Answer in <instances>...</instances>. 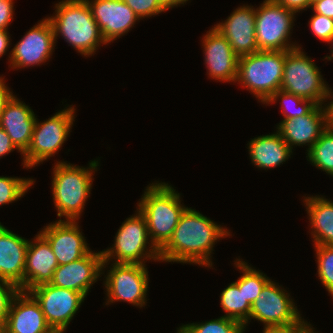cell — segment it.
<instances>
[{
  "label": "cell",
  "instance_id": "37",
  "mask_svg": "<svg viewBox=\"0 0 333 333\" xmlns=\"http://www.w3.org/2000/svg\"><path fill=\"white\" fill-rule=\"evenodd\" d=\"M309 323L302 320L299 324L285 327H264L262 333H301Z\"/></svg>",
  "mask_w": 333,
  "mask_h": 333
},
{
  "label": "cell",
  "instance_id": "12",
  "mask_svg": "<svg viewBox=\"0 0 333 333\" xmlns=\"http://www.w3.org/2000/svg\"><path fill=\"white\" fill-rule=\"evenodd\" d=\"M40 304L46 322L52 330L64 333L80 308L85 296L74 290L45 283L28 291Z\"/></svg>",
  "mask_w": 333,
  "mask_h": 333
},
{
  "label": "cell",
  "instance_id": "26",
  "mask_svg": "<svg viewBox=\"0 0 333 333\" xmlns=\"http://www.w3.org/2000/svg\"><path fill=\"white\" fill-rule=\"evenodd\" d=\"M220 305L225 311L224 317L234 319L247 326L251 310L250 303L245 299L243 288L232 282L220 294Z\"/></svg>",
  "mask_w": 333,
  "mask_h": 333
},
{
  "label": "cell",
  "instance_id": "32",
  "mask_svg": "<svg viewBox=\"0 0 333 333\" xmlns=\"http://www.w3.org/2000/svg\"><path fill=\"white\" fill-rule=\"evenodd\" d=\"M314 247L317 256L318 277L333 298V245Z\"/></svg>",
  "mask_w": 333,
  "mask_h": 333
},
{
  "label": "cell",
  "instance_id": "47",
  "mask_svg": "<svg viewBox=\"0 0 333 333\" xmlns=\"http://www.w3.org/2000/svg\"><path fill=\"white\" fill-rule=\"evenodd\" d=\"M50 333H60V332L52 330Z\"/></svg>",
  "mask_w": 333,
  "mask_h": 333
},
{
  "label": "cell",
  "instance_id": "28",
  "mask_svg": "<svg viewBox=\"0 0 333 333\" xmlns=\"http://www.w3.org/2000/svg\"><path fill=\"white\" fill-rule=\"evenodd\" d=\"M234 264L243 273L235 283L239 288H243L245 299L252 305L270 278L263 272H260V270L253 269L248 263L241 261V259H237Z\"/></svg>",
  "mask_w": 333,
  "mask_h": 333
},
{
  "label": "cell",
  "instance_id": "36",
  "mask_svg": "<svg viewBox=\"0 0 333 333\" xmlns=\"http://www.w3.org/2000/svg\"><path fill=\"white\" fill-rule=\"evenodd\" d=\"M14 0H0V30L8 31V26L13 20Z\"/></svg>",
  "mask_w": 333,
  "mask_h": 333
},
{
  "label": "cell",
  "instance_id": "40",
  "mask_svg": "<svg viewBox=\"0 0 333 333\" xmlns=\"http://www.w3.org/2000/svg\"><path fill=\"white\" fill-rule=\"evenodd\" d=\"M18 150L16 146L11 142L10 137L5 130L0 127V158L9 154L10 152Z\"/></svg>",
  "mask_w": 333,
  "mask_h": 333
},
{
  "label": "cell",
  "instance_id": "2",
  "mask_svg": "<svg viewBox=\"0 0 333 333\" xmlns=\"http://www.w3.org/2000/svg\"><path fill=\"white\" fill-rule=\"evenodd\" d=\"M146 188L137 208L147 221L151 243L160 251L188 207L181 204L180 194L168 183L156 182Z\"/></svg>",
  "mask_w": 333,
  "mask_h": 333
},
{
  "label": "cell",
  "instance_id": "33",
  "mask_svg": "<svg viewBox=\"0 0 333 333\" xmlns=\"http://www.w3.org/2000/svg\"><path fill=\"white\" fill-rule=\"evenodd\" d=\"M19 291L14 283L0 279V328L5 324L11 303Z\"/></svg>",
  "mask_w": 333,
  "mask_h": 333
},
{
  "label": "cell",
  "instance_id": "11",
  "mask_svg": "<svg viewBox=\"0 0 333 333\" xmlns=\"http://www.w3.org/2000/svg\"><path fill=\"white\" fill-rule=\"evenodd\" d=\"M286 289L271 279L264 285L259 297L252 303L249 320L256 319L264 327H285L299 324L303 318Z\"/></svg>",
  "mask_w": 333,
  "mask_h": 333
},
{
  "label": "cell",
  "instance_id": "23",
  "mask_svg": "<svg viewBox=\"0 0 333 333\" xmlns=\"http://www.w3.org/2000/svg\"><path fill=\"white\" fill-rule=\"evenodd\" d=\"M36 119L33 110L14 95L0 115V127L5 130L21 155L29 147Z\"/></svg>",
  "mask_w": 333,
  "mask_h": 333
},
{
  "label": "cell",
  "instance_id": "43",
  "mask_svg": "<svg viewBox=\"0 0 333 333\" xmlns=\"http://www.w3.org/2000/svg\"><path fill=\"white\" fill-rule=\"evenodd\" d=\"M189 0H158L159 5L167 11L170 8H173L175 6L178 7V5L186 3Z\"/></svg>",
  "mask_w": 333,
  "mask_h": 333
},
{
  "label": "cell",
  "instance_id": "35",
  "mask_svg": "<svg viewBox=\"0 0 333 333\" xmlns=\"http://www.w3.org/2000/svg\"><path fill=\"white\" fill-rule=\"evenodd\" d=\"M137 15L139 19L158 15L165 10L159 5L158 0H123Z\"/></svg>",
  "mask_w": 333,
  "mask_h": 333
},
{
  "label": "cell",
  "instance_id": "6",
  "mask_svg": "<svg viewBox=\"0 0 333 333\" xmlns=\"http://www.w3.org/2000/svg\"><path fill=\"white\" fill-rule=\"evenodd\" d=\"M149 240L147 221L137 208V213L127 218L118 229L112 248L102 250V272L114 258V263L140 265H145L148 259L160 261L159 250ZM146 244L150 245L149 249Z\"/></svg>",
  "mask_w": 333,
  "mask_h": 333
},
{
  "label": "cell",
  "instance_id": "7",
  "mask_svg": "<svg viewBox=\"0 0 333 333\" xmlns=\"http://www.w3.org/2000/svg\"><path fill=\"white\" fill-rule=\"evenodd\" d=\"M300 48L285 51L280 89L313 101L316 105H323L329 98L333 99V92L325 83L318 66Z\"/></svg>",
  "mask_w": 333,
  "mask_h": 333
},
{
  "label": "cell",
  "instance_id": "34",
  "mask_svg": "<svg viewBox=\"0 0 333 333\" xmlns=\"http://www.w3.org/2000/svg\"><path fill=\"white\" fill-rule=\"evenodd\" d=\"M310 30L321 41L329 43L333 36V19L314 13L309 21Z\"/></svg>",
  "mask_w": 333,
  "mask_h": 333
},
{
  "label": "cell",
  "instance_id": "31",
  "mask_svg": "<svg viewBox=\"0 0 333 333\" xmlns=\"http://www.w3.org/2000/svg\"><path fill=\"white\" fill-rule=\"evenodd\" d=\"M34 183L30 178L0 176V206L22 198Z\"/></svg>",
  "mask_w": 333,
  "mask_h": 333
},
{
  "label": "cell",
  "instance_id": "21",
  "mask_svg": "<svg viewBox=\"0 0 333 333\" xmlns=\"http://www.w3.org/2000/svg\"><path fill=\"white\" fill-rule=\"evenodd\" d=\"M58 267L56 256L48 241L38 233L34 242L29 241L24 267V291L45 283L53 278Z\"/></svg>",
  "mask_w": 333,
  "mask_h": 333
},
{
  "label": "cell",
  "instance_id": "42",
  "mask_svg": "<svg viewBox=\"0 0 333 333\" xmlns=\"http://www.w3.org/2000/svg\"><path fill=\"white\" fill-rule=\"evenodd\" d=\"M10 35L6 30H0V57H2L10 46Z\"/></svg>",
  "mask_w": 333,
  "mask_h": 333
},
{
  "label": "cell",
  "instance_id": "27",
  "mask_svg": "<svg viewBox=\"0 0 333 333\" xmlns=\"http://www.w3.org/2000/svg\"><path fill=\"white\" fill-rule=\"evenodd\" d=\"M307 160L327 174L333 176V128L327 127L307 152Z\"/></svg>",
  "mask_w": 333,
  "mask_h": 333
},
{
  "label": "cell",
  "instance_id": "5",
  "mask_svg": "<svg viewBox=\"0 0 333 333\" xmlns=\"http://www.w3.org/2000/svg\"><path fill=\"white\" fill-rule=\"evenodd\" d=\"M285 51H256L238 59L236 82L265 102L281 88Z\"/></svg>",
  "mask_w": 333,
  "mask_h": 333
},
{
  "label": "cell",
  "instance_id": "13",
  "mask_svg": "<svg viewBox=\"0 0 333 333\" xmlns=\"http://www.w3.org/2000/svg\"><path fill=\"white\" fill-rule=\"evenodd\" d=\"M55 36L48 18L42 19L15 44L10 54V68L13 70L36 66L47 62L53 54Z\"/></svg>",
  "mask_w": 333,
  "mask_h": 333
},
{
  "label": "cell",
  "instance_id": "8",
  "mask_svg": "<svg viewBox=\"0 0 333 333\" xmlns=\"http://www.w3.org/2000/svg\"><path fill=\"white\" fill-rule=\"evenodd\" d=\"M75 108L70 106L56 112L44 122L36 119L31 142L22 154L23 167L32 168L54 156L63 146L72 129Z\"/></svg>",
  "mask_w": 333,
  "mask_h": 333
},
{
  "label": "cell",
  "instance_id": "22",
  "mask_svg": "<svg viewBox=\"0 0 333 333\" xmlns=\"http://www.w3.org/2000/svg\"><path fill=\"white\" fill-rule=\"evenodd\" d=\"M29 240L0 223V279L14 283L24 291V267Z\"/></svg>",
  "mask_w": 333,
  "mask_h": 333
},
{
  "label": "cell",
  "instance_id": "15",
  "mask_svg": "<svg viewBox=\"0 0 333 333\" xmlns=\"http://www.w3.org/2000/svg\"><path fill=\"white\" fill-rule=\"evenodd\" d=\"M92 252L69 264L58 265L49 283L56 287L80 292L86 297L93 284L103 274L101 272L102 251Z\"/></svg>",
  "mask_w": 333,
  "mask_h": 333
},
{
  "label": "cell",
  "instance_id": "39",
  "mask_svg": "<svg viewBox=\"0 0 333 333\" xmlns=\"http://www.w3.org/2000/svg\"><path fill=\"white\" fill-rule=\"evenodd\" d=\"M311 8L314 13L333 19V0H322L316 2Z\"/></svg>",
  "mask_w": 333,
  "mask_h": 333
},
{
  "label": "cell",
  "instance_id": "24",
  "mask_svg": "<svg viewBox=\"0 0 333 333\" xmlns=\"http://www.w3.org/2000/svg\"><path fill=\"white\" fill-rule=\"evenodd\" d=\"M248 145L251 162L264 170L280 166L293 153L278 131L255 137Z\"/></svg>",
  "mask_w": 333,
  "mask_h": 333
},
{
  "label": "cell",
  "instance_id": "41",
  "mask_svg": "<svg viewBox=\"0 0 333 333\" xmlns=\"http://www.w3.org/2000/svg\"><path fill=\"white\" fill-rule=\"evenodd\" d=\"M4 77H0V115L4 110L6 103L12 98L13 93L6 86Z\"/></svg>",
  "mask_w": 333,
  "mask_h": 333
},
{
  "label": "cell",
  "instance_id": "16",
  "mask_svg": "<svg viewBox=\"0 0 333 333\" xmlns=\"http://www.w3.org/2000/svg\"><path fill=\"white\" fill-rule=\"evenodd\" d=\"M106 43L129 32L140 20L123 0H86Z\"/></svg>",
  "mask_w": 333,
  "mask_h": 333
},
{
  "label": "cell",
  "instance_id": "9",
  "mask_svg": "<svg viewBox=\"0 0 333 333\" xmlns=\"http://www.w3.org/2000/svg\"><path fill=\"white\" fill-rule=\"evenodd\" d=\"M255 35L259 51H289L299 47L290 43L295 12L275 0H264L255 9ZM296 44V45H295Z\"/></svg>",
  "mask_w": 333,
  "mask_h": 333
},
{
  "label": "cell",
  "instance_id": "29",
  "mask_svg": "<svg viewBox=\"0 0 333 333\" xmlns=\"http://www.w3.org/2000/svg\"><path fill=\"white\" fill-rule=\"evenodd\" d=\"M180 333H244L245 325L224 316L201 323H190L178 328Z\"/></svg>",
  "mask_w": 333,
  "mask_h": 333
},
{
  "label": "cell",
  "instance_id": "17",
  "mask_svg": "<svg viewBox=\"0 0 333 333\" xmlns=\"http://www.w3.org/2000/svg\"><path fill=\"white\" fill-rule=\"evenodd\" d=\"M255 8L243 5L236 8L224 21L213 28L224 36L240 57L258 50L255 35Z\"/></svg>",
  "mask_w": 333,
  "mask_h": 333
},
{
  "label": "cell",
  "instance_id": "46",
  "mask_svg": "<svg viewBox=\"0 0 333 333\" xmlns=\"http://www.w3.org/2000/svg\"><path fill=\"white\" fill-rule=\"evenodd\" d=\"M319 1H322V0H311V7H312L316 2H319Z\"/></svg>",
  "mask_w": 333,
  "mask_h": 333
},
{
  "label": "cell",
  "instance_id": "1",
  "mask_svg": "<svg viewBox=\"0 0 333 333\" xmlns=\"http://www.w3.org/2000/svg\"><path fill=\"white\" fill-rule=\"evenodd\" d=\"M230 236L227 228L200 212L187 208L180 217L172 238L159 251L161 262L197 264L212 268L211 253L217 241Z\"/></svg>",
  "mask_w": 333,
  "mask_h": 333
},
{
  "label": "cell",
  "instance_id": "45",
  "mask_svg": "<svg viewBox=\"0 0 333 333\" xmlns=\"http://www.w3.org/2000/svg\"><path fill=\"white\" fill-rule=\"evenodd\" d=\"M313 329L311 324H309L301 333H316Z\"/></svg>",
  "mask_w": 333,
  "mask_h": 333
},
{
  "label": "cell",
  "instance_id": "20",
  "mask_svg": "<svg viewBox=\"0 0 333 333\" xmlns=\"http://www.w3.org/2000/svg\"><path fill=\"white\" fill-rule=\"evenodd\" d=\"M52 328L46 322L40 304L25 291L14 297L7 320L0 333H50Z\"/></svg>",
  "mask_w": 333,
  "mask_h": 333
},
{
  "label": "cell",
  "instance_id": "44",
  "mask_svg": "<svg viewBox=\"0 0 333 333\" xmlns=\"http://www.w3.org/2000/svg\"><path fill=\"white\" fill-rule=\"evenodd\" d=\"M329 44H331V45H330V48H332V49H331V56H330V55H329V56L327 55L324 59L327 58V60H332V59H333V47H332V46H333V36H332V38H331Z\"/></svg>",
  "mask_w": 333,
  "mask_h": 333
},
{
  "label": "cell",
  "instance_id": "14",
  "mask_svg": "<svg viewBox=\"0 0 333 333\" xmlns=\"http://www.w3.org/2000/svg\"><path fill=\"white\" fill-rule=\"evenodd\" d=\"M39 233L50 244L58 265L79 260L91 251L76 221L59 219L44 226Z\"/></svg>",
  "mask_w": 333,
  "mask_h": 333
},
{
  "label": "cell",
  "instance_id": "4",
  "mask_svg": "<svg viewBox=\"0 0 333 333\" xmlns=\"http://www.w3.org/2000/svg\"><path fill=\"white\" fill-rule=\"evenodd\" d=\"M99 166L98 160L84 168L67 162L57 161L53 168L52 195L58 217L66 221H77L83 212L92 189L93 172Z\"/></svg>",
  "mask_w": 333,
  "mask_h": 333
},
{
  "label": "cell",
  "instance_id": "18",
  "mask_svg": "<svg viewBox=\"0 0 333 333\" xmlns=\"http://www.w3.org/2000/svg\"><path fill=\"white\" fill-rule=\"evenodd\" d=\"M203 37L204 61L209 77L219 82H236L239 56L227 39L214 28Z\"/></svg>",
  "mask_w": 333,
  "mask_h": 333
},
{
  "label": "cell",
  "instance_id": "38",
  "mask_svg": "<svg viewBox=\"0 0 333 333\" xmlns=\"http://www.w3.org/2000/svg\"><path fill=\"white\" fill-rule=\"evenodd\" d=\"M281 6L297 13L307 8H311V0H275Z\"/></svg>",
  "mask_w": 333,
  "mask_h": 333
},
{
  "label": "cell",
  "instance_id": "30",
  "mask_svg": "<svg viewBox=\"0 0 333 333\" xmlns=\"http://www.w3.org/2000/svg\"><path fill=\"white\" fill-rule=\"evenodd\" d=\"M279 98L282 101L281 102L282 103L281 112L284 117L283 120L296 118L297 116H301V115H306L316 106V104L313 101L303 99L297 95L288 93L281 89L276 91L265 103L266 104L275 103ZM290 103L292 105L293 104H296L298 106L300 105L301 107L299 109H297L296 111H293L290 113V110H288V109H291Z\"/></svg>",
  "mask_w": 333,
  "mask_h": 333
},
{
  "label": "cell",
  "instance_id": "10",
  "mask_svg": "<svg viewBox=\"0 0 333 333\" xmlns=\"http://www.w3.org/2000/svg\"><path fill=\"white\" fill-rule=\"evenodd\" d=\"M111 266L104 281L108 298L106 305L123 301L144 307L149 282L146 265L112 263Z\"/></svg>",
  "mask_w": 333,
  "mask_h": 333
},
{
  "label": "cell",
  "instance_id": "25",
  "mask_svg": "<svg viewBox=\"0 0 333 333\" xmlns=\"http://www.w3.org/2000/svg\"><path fill=\"white\" fill-rule=\"evenodd\" d=\"M314 246L333 245V202L323 196L305 197Z\"/></svg>",
  "mask_w": 333,
  "mask_h": 333
},
{
  "label": "cell",
  "instance_id": "19",
  "mask_svg": "<svg viewBox=\"0 0 333 333\" xmlns=\"http://www.w3.org/2000/svg\"><path fill=\"white\" fill-rule=\"evenodd\" d=\"M328 126L325 106L316 105L306 115L282 120L276 128L291 150L294 145H308V152Z\"/></svg>",
  "mask_w": 333,
  "mask_h": 333
},
{
  "label": "cell",
  "instance_id": "3",
  "mask_svg": "<svg viewBox=\"0 0 333 333\" xmlns=\"http://www.w3.org/2000/svg\"><path fill=\"white\" fill-rule=\"evenodd\" d=\"M55 8V15L48 17L55 41L61 35L86 57L95 54L100 44H107L86 0H62Z\"/></svg>",
  "mask_w": 333,
  "mask_h": 333
}]
</instances>
